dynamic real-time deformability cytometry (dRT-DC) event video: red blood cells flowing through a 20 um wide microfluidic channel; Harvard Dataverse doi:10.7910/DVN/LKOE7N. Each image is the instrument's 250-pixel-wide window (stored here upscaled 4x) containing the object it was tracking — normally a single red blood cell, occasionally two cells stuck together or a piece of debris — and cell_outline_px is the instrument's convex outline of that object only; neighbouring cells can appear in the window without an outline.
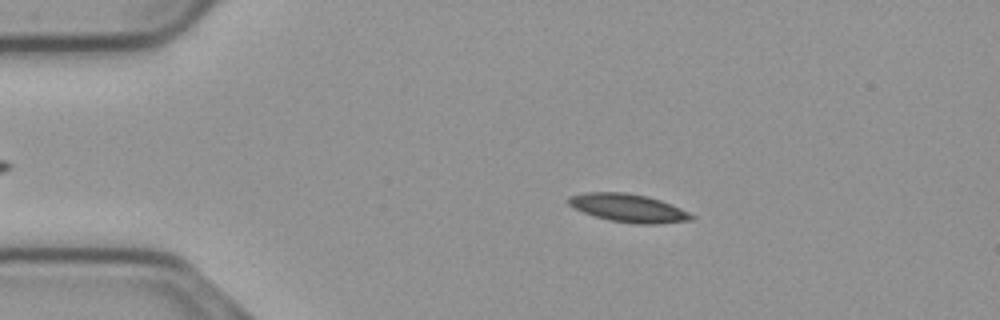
{"species": "common noctule bat (a hibernating species)", "species_latin": "Nyctalus noctula", "temperature_condition": "cold", "stored_images_in_passage": 47, "camera_frame_rate_fps": 3000, "um_per_image_px": 0.085, "animal": {"sex": "male", "body_mass_g": 23.1, "forearm_length_mm": 52.7}, "frame": {"image": 1, "passage_image": 10, "time_ms": 3.0, "image_size_px": [1000, 320], "cell_outline_px": [[696, 216], [692, 220], [656, 224], [636, 224], [608, 220], [584, 212], [568, 204], [568, 196], [584, 192], [624, 192], [648, 196], [660, 200], [680, 208]], "centroid_in_image_um": [53.42, 17.68], "position_along_channel_um": 31.6, "area_um2": 20.11}}
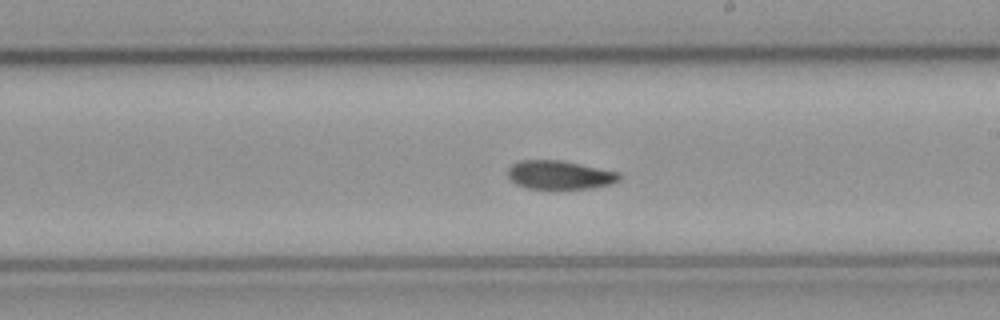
{"frame": {"image": 2, "passage_image": 31, "time_ms": 10.0, "image_size_px": [1000, 320], "cell_outline_px": [[620, 180], [596, 188], [528, 188], [516, 184], [508, 176], [508, 168], [512, 164], [520, 160], [560, 160], [620, 172]], "centroid_in_image_um": [47.57, 14.86], "position_along_channel_um": 241.4, "area_um2": 18.44}}
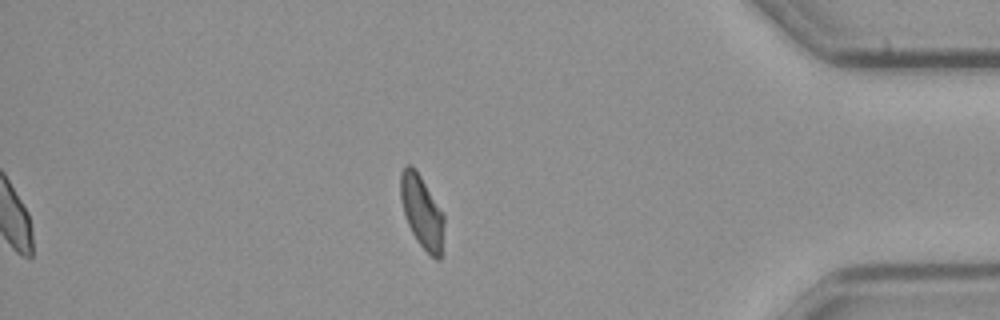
{"frame": {"image": 3, "passage_image": 47, "time_ms": 15.333, "image_size_px": [1000, 320], "cell_outline_px": [[444, 224], [440, 260], [436, 260], [416, 240], [408, 224], [404, 212], [400, 196], [400, 172], [404, 164], [412, 164], [444, 212]], "centroid_in_image_um": [35.85, 17.95], "position_along_channel_um": 399.3, "area_um2": 18.44}, "authors_computed_cell_mechanics": {"area_um2": 19.1896, "velocity_mm_per_s": 3.6967, "shape_relaxation_time_tau1_ms": null, "shape_relaxation_time_tau2_ms": 2.0313, "deformation_change_tau1": null, "deformation_change_tau2": 0.0627}}